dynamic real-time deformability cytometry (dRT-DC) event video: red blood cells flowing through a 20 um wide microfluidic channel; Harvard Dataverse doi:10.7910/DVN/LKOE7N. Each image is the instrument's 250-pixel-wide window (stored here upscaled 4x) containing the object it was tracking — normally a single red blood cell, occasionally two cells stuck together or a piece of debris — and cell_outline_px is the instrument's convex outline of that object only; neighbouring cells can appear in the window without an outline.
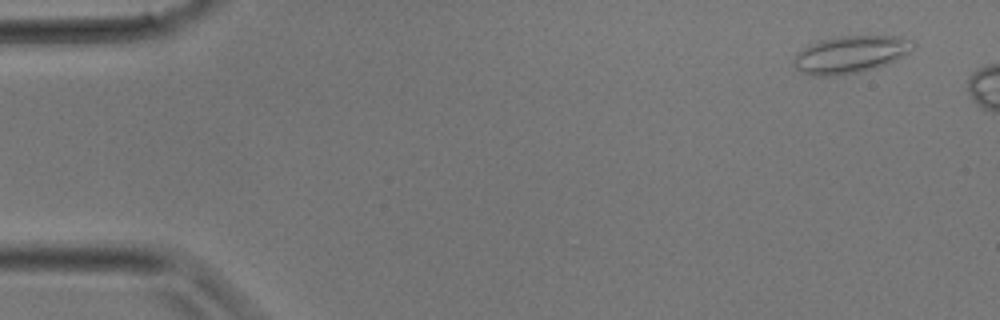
{"species": "common noctule bat (a hibernating species)", "species_latin": "Nyctalus noctula", "temperature_condition": "room temperature", "stored_images_in_passage": 2, "camera_frame_rate_fps": 3000, "um_per_image_px": 0.085, "animal": {"sex": "male", "body_mass_g": 17.9}, "frame": {"image": 1, "passage_image": 1, "time_ms": 0.0, "image_size_px": [1000, 320], "cell_outline_px": [[916, 44], [912, 52], [888, 64], [876, 68], [856, 72], [832, 76], [812, 76], [800, 72], [792, 64], [796, 56], [804, 48], [820, 40], [840, 36], [900, 36], [916, 40]], "centroid_in_image_um": [72.37, 4.62], "position_along_channel_um": 12.6, "area_um2": 26.13}}